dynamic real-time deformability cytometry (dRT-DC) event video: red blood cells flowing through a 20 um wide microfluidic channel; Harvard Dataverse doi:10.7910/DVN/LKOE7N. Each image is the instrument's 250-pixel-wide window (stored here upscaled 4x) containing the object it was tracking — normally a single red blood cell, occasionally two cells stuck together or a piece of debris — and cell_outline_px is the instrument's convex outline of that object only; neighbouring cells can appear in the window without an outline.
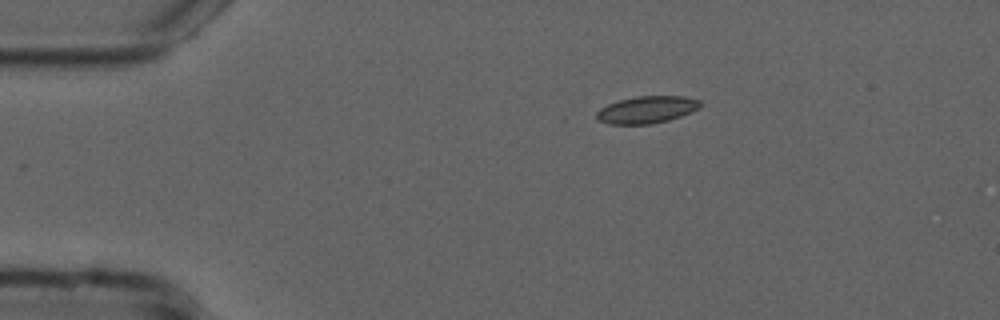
{"species": "common noctule bat (a hibernating species)", "species_latin": "Nyctalus noctula", "temperature_condition": "cold", "stored_images_in_passage": 45, "camera_frame_rate_fps": 3000, "um_per_image_px": 0.085, "animal": {"sex": "male", "forearm_length_mm": 52.5}, "frame": {"image": 1, "passage_image": 1, "time_ms": 0.0, "image_size_px": [1000, 320], "cell_outline_px": [[704, 104], [700, 108], [692, 112], [668, 120], [648, 124], [608, 124], [596, 120], [596, 112], [600, 108], [608, 104], [620, 100], [636, 96], [684, 96], [700, 100]], "centroid_in_image_um": [54.99, 9.32], "position_along_channel_um": 30.0, "area_um2": 16.53}}
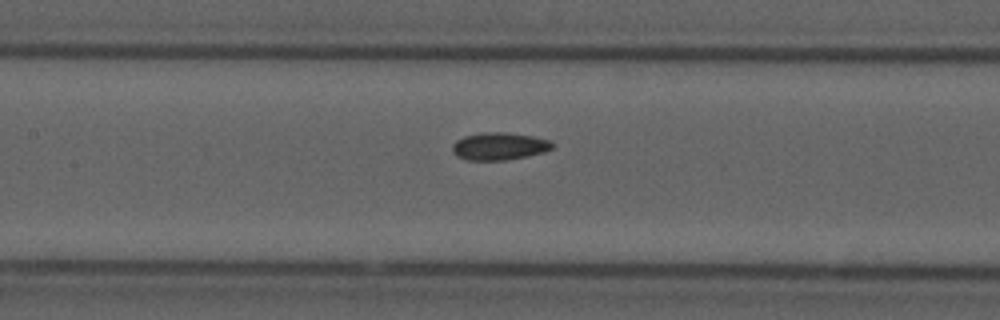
{"frame": {"image": 2, "passage_image": 16, "time_ms": 5.0, "image_size_px": [1000, 320], "cell_outline_px": [[556, 144], [552, 148], [544, 152], [504, 160], [468, 160], [456, 156], [452, 152], [452, 144], [456, 140], [464, 136], [484, 132], [508, 132], [532, 136], [552, 140]], "centroid_in_image_um": [42.44, 12.42], "position_along_channel_um": 165.0, "area_um2": 16.13}}
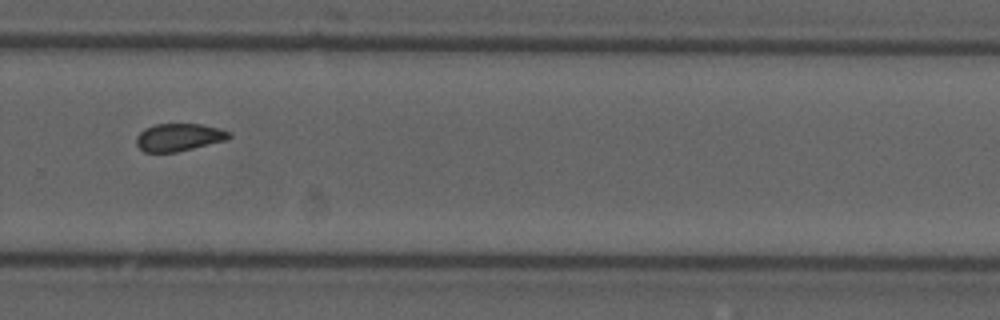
{"frame": {"image": 3, "passage_image": 28, "time_ms": 9.0, "image_size_px": [1000, 320], "cell_outline_px": [[232, 136], [228, 140], [176, 152], [144, 152], [136, 144], [136, 136], [144, 128], [156, 124], [200, 124], [232, 132]], "centroid_in_image_um": [15.21, 11.67], "position_along_channel_um": 314.6, "area_um2": 14.97}, "authors_computed_cell_mechanics": {"area_um2": 15.4904, "velocity_mm_per_s": 3.7562, "shape_relaxation_time_tau1_ms": 9.8311, "shape_relaxation_time_tau2_ms": 3.679, "deformation_change_tau1": 0.1399, "deformation_change_tau2": 0.0866}}